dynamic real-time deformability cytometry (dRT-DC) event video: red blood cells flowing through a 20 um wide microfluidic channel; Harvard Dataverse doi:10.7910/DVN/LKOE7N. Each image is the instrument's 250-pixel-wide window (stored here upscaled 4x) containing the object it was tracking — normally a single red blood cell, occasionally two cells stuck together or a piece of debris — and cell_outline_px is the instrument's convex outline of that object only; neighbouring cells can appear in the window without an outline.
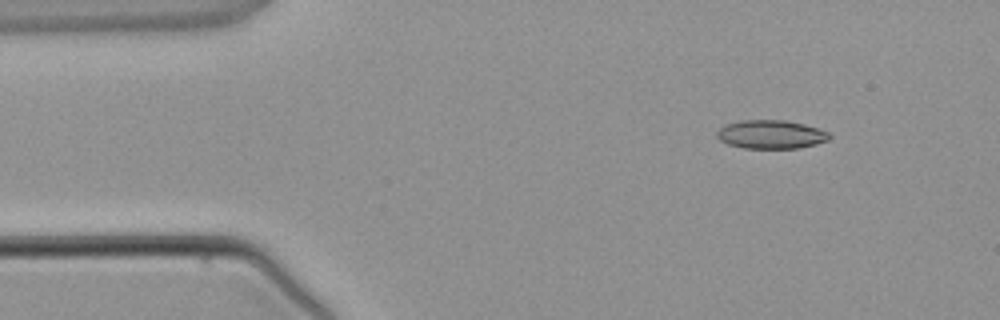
{"species": "common noctule bat (a hibernating species)", "species_latin": "Nyctalus noctula", "temperature_condition": "warm", "stored_images_in_passage": 4, "camera_frame_rate_fps": 3000, "um_per_image_px": 0.085, "animal": {"sex": "male", "body_mass_g": 21.5, "forearm_length_mm": 52.0}, "frame": {"image": 1, "passage_image": 2, "time_ms": 1.333, "image_size_px": [1000, 320], "cell_outline_px": [[832, 136], [828, 140], [816, 144], [800, 148], [744, 148], [728, 144], [720, 140], [716, 136], [716, 132], [724, 124], [740, 120], [784, 120], [804, 124], [828, 132]], "centroid_in_image_um": [65.51, 11.42], "position_along_channel_um": 19.5, "area_um2": 18.79}}
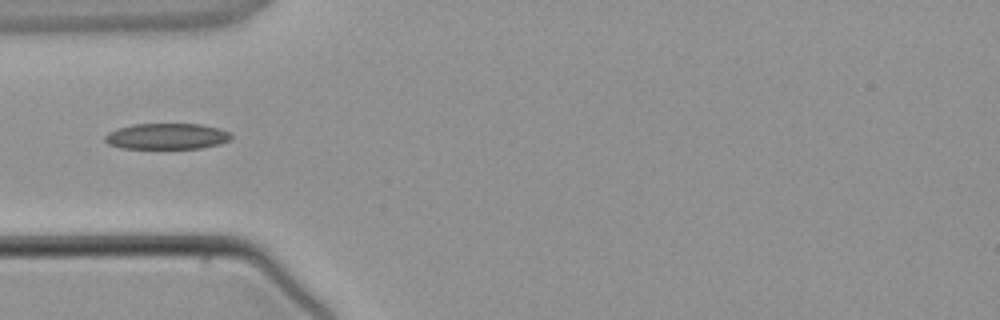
{"frame": {"image": 2, "passage_image": 4, "time_ms": 4.0, "image_size_px": [1000, 320], "cell_outline_px": [[232, 136], [228, 140], [220, 144], [200, 148], [120, 148], [108, 144], [104, 140], [104, 136], [108, 132], [116, 128], [132, 124], [200, 124], [220, 128], [232, 132]], "centroid_in_image_um": [14.17, 11.58], "position_along_channel_um": 70.8, "area_um2": 19.25}}